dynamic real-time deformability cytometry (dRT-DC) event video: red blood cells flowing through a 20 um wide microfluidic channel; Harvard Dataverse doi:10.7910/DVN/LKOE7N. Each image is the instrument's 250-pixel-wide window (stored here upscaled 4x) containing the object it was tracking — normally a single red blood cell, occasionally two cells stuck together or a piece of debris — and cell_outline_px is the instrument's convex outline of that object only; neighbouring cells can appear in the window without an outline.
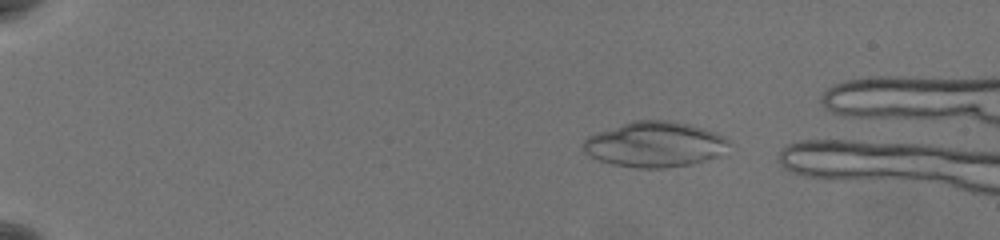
{"species": "common noctule bat (a hibernating species)", "species_latin": "Nyctalus noctula", "temperature_condition": "warm", "stored_images_in_passage": 51, "camera_frame_rate_fps": 3000, "um_per_image_px": 0.085, "animal": {"sex": "female", "body_mass_g": 19.5, "forearm_length_mm": 54.1}, "frame": {"image": 1, "passage_image": 7, "time_ms": 2.0, "image_size_px": [1000, 240], "cell_outline_px": [[728, 144], [720, 156], [692, 164], [664, 168], [636, 168], [612, 164], [600, 160], [584, 152], [584, 140], [588, 136], [632, 120], [668, 120], [688, 124], [712, 132], [728, 140]], "centroid_in_image_um": [55.63, 12.28], "position_along_channel_um": 29.4, "area_um2": 38.03}}
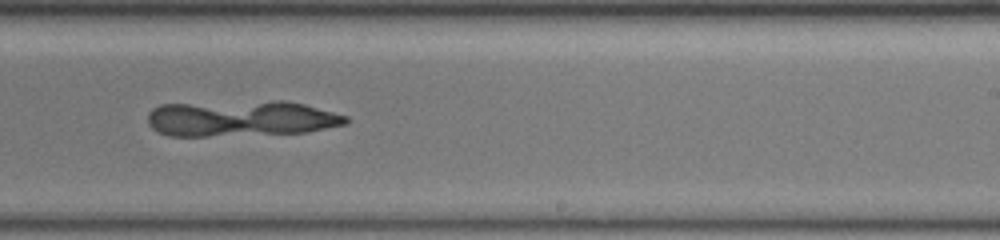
{"frame": {"image": 2, "passage_image": 35, "time_ms": 11.333, "image_size_px": [1000, 240], "cell_outline_px": [[348, 124], [304, 132], [208, 136], [168, 136], [156, 132], [148, 124], [148, 112], [152, 108], [160, 104], [272, 100], [284, 100], [304, 104], [348, 116]], "centroid_in_image_um": [20.44, 10.06], "position_along_channel_um": 268.6, "area_um2": 41.73}}
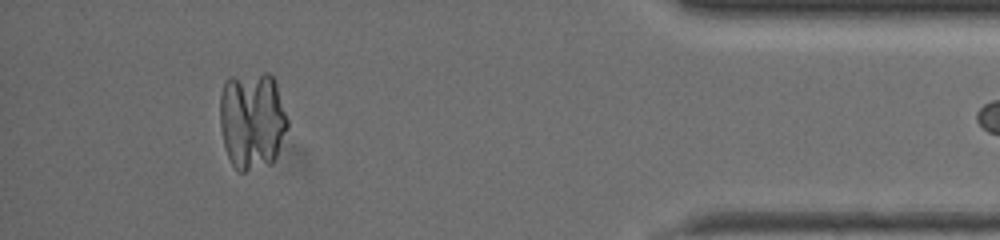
{"frame": {"image": 3, "passage_image": 50, "time_ms": 16.333, "image_size_px": [1000, 240], "cell_outline_px": [[288, 128], [276, 156], [272, 164], [244, 172], [236, 172], [228, 156], [224, 144], [220, 128], [220, 96], [224, 80], [228, 76], [264, 72], [268, 72], [272, 76], [276, 84], [288, 120]], "centroid_in_image_um": [21.41, 10.22], "position_along_channel_um": 413.8, "area_um2": 39.19}}